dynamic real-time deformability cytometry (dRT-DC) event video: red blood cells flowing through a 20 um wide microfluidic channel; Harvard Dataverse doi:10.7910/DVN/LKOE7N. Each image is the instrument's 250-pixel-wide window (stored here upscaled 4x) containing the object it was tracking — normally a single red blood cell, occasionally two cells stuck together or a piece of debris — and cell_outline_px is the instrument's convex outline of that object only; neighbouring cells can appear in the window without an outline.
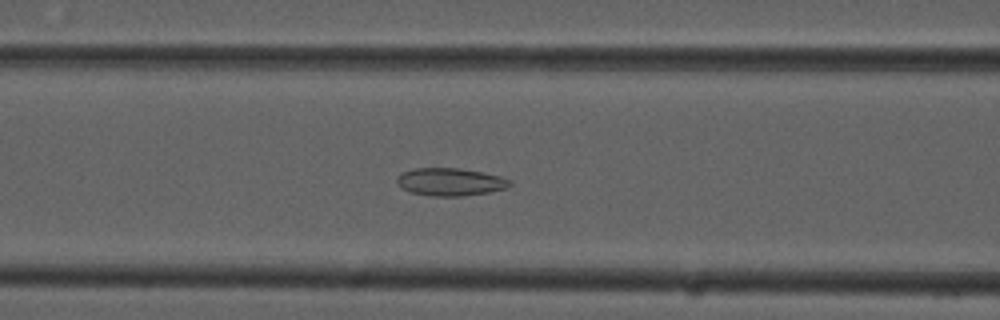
{"species": "common noctule bat (a hibernating species)", "species_latin": "Nyctalus noctula", "temperature_condition": "cold", "stored_images_in_passage": 51, "camera_frame_rate_fps": 3000, "um_per_image_px": 0.085, "animal": {"sex": "male", "forearm_length_mm": 52.5}, "frame": {"image": 1, "passage_image": 21, "time_ms": 6.667, "image_size_px": [1000, 320], "cell_outline_px": [[512, 184], [508, 188], [488, 192], [464, 196], [428, 196], [412, 192], [400, 188], [396, 184], [396, 180], [404, 172], [416, 168], [460, 168], [500, 176], [512, 180]], "centroid_in_image_um": [38.29, 15.47], "position_along_channel_um": 128.3, "area_um2": 18.26}}
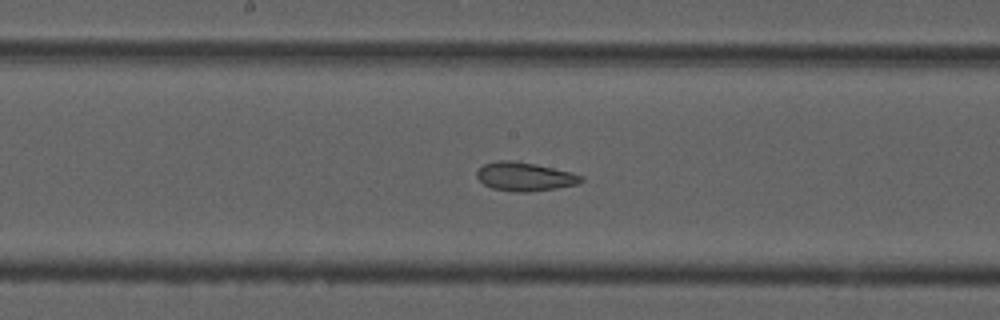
{"frame": {"image": 2, "passage_image": 27, "time_ms": 8.667, "image_size_px": [1000, 320], "cell_outline_px": [[584, 180], [576, 184], [556, 188], [524, 192], [516, 192], [492, 188], [484, 184], [476, 176], [476, 172], [484, 164], [496, 160], [516, 160], [536, 164], [584, 176]], "centroid_in_image_um": [44.57, 15.0], "position_along_channel_um": 203.6, "area_um2": 17.28}}
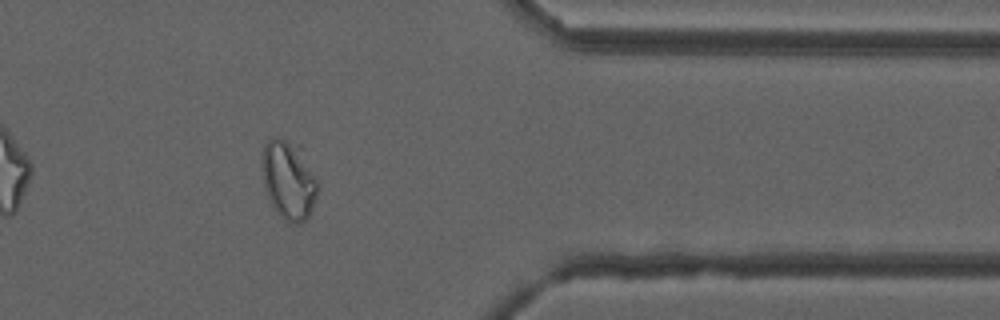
{"frame": {"image": 3, "passage_image": 43, "time_ms": 14.0, "image_size_px": [1000, 320], "cell_outline_px": [[316, 196], [312, 208], [308, 216], [300, 224], [288, 224], [276, 212], [264, 188], [260, 168], [260, 156], [264, 144], [272, 136], [280, 136], [300, 144], [316, 180]], "centroid_in_image_um": [24.47, 15.23], "position_along_channel_um": 386.9, "area_um2": 26.24}}